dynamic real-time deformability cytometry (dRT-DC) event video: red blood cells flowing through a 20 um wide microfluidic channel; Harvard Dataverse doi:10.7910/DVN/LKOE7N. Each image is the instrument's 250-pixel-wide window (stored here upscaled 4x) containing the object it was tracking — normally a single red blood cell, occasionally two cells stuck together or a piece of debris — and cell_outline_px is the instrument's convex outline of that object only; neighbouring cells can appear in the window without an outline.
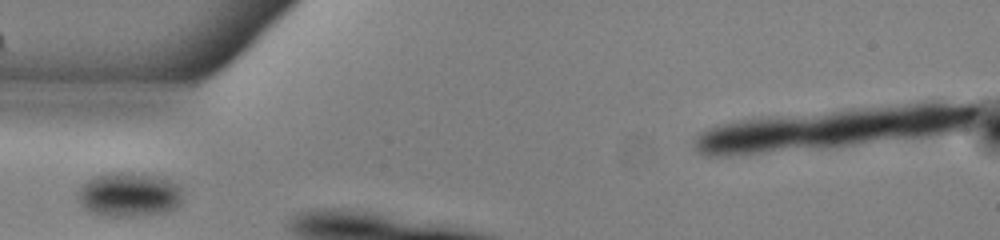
{"species": "common noctule bat (a hibernating species)", "species_latin": "Nyctalus noctula", "temperature_condition": "warm", "stored_images_in_passage": 7, "camera_frame_rate_fps": 3000, "um_per_image_px": 0.085, "animal": {"sex": "male", "body_mass_g": 13.0, "forearm_length_mm": 53.1}, "frame": {"image": 1, "passage_image": 1, "time_ms": 0.0, "image_size_px": [1000, 240], "cell_outline_px": [[180, 204], [176, 208], [168, 212], [136, 216], [104, 216], [92, 212], [84, 208], [80, 204], [80, 188], [88, 180], [96, 176], [108, 172], [124, 172], [156, 176], [168, 180], [176, 184], [180, 188]], "centroid_in_image_um": [10.97, 16.55], "position_along_channel_um": 74.0, "area_um2": 26.7}}